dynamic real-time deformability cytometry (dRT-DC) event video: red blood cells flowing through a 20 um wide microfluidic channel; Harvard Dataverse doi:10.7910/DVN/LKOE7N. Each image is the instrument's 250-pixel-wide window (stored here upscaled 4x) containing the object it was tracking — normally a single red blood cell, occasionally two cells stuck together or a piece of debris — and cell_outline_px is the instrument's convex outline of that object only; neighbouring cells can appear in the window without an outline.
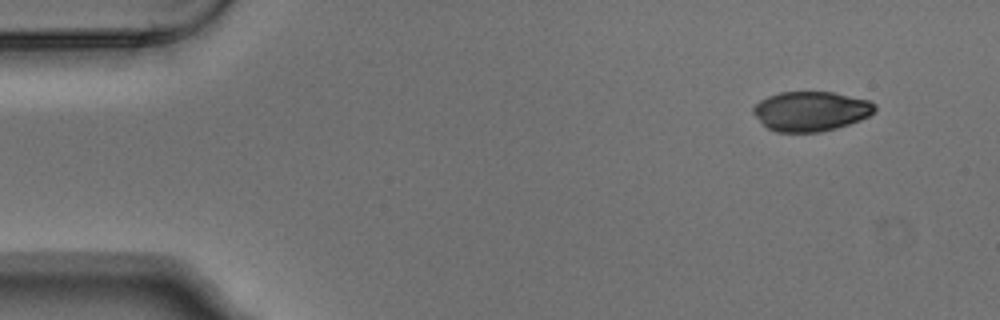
{"species": "Egyptian fruit bat (a non-hibernating species)", "species_latin": "Rousettus aegyptiacus", "temperature_condition": "warm", "stored_images_in_passage": 4, "camera_frame_rate_fps": 3000, "um_per_image_px": 0.085, "animal": {"sex": "male"}, "frame": {"image": 1, "passage_image": 1, "time_ms": 0.0, "image_size_px": [1000, 320], "cell_outline_px": [[876, 108], [868, 116], [860, 120], [836, 128], [820, 132], [776, 132], [768, 128], [752, 112], [752, 108], [760, 100], [768, 96], [780, 92], [832, 92], [868, 100], [876, 104]], "centroid_in_image_um": [68.91, 9.45], "position_along_channel_um": 16.1, "area_um2": 27.92}}
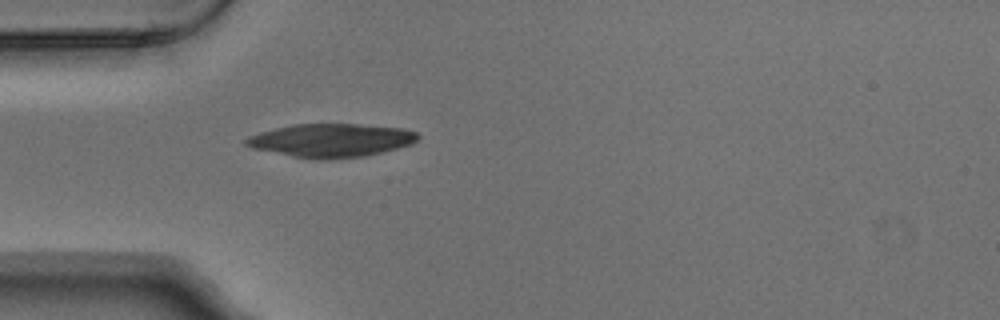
{"frame": {"image": 2, "passage_image": 4, "time_ms": 1.0, "image_size_px": [1000, 320], "cell_outline_px": [[420, 136], [412, 144], [364, 156], [328, 160], [316, 160], [292, 156], [252, 148], [244, 144], [244, 140], [248, 136], [260, 132], [292, 124], [356, 124], [400, 128], [416, 132]], "centroid_in_image_um": [28.1, 11.94], "position_along_channel_um": 56.9, "area_um2": 33.35}}